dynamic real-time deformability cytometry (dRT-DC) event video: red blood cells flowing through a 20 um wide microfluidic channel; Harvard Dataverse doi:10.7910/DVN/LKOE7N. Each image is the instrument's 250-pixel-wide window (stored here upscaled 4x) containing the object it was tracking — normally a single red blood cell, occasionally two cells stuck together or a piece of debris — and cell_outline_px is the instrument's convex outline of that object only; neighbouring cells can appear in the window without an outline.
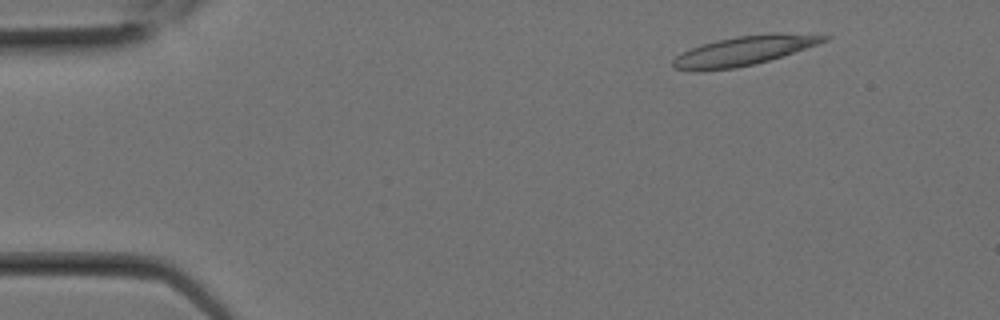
{"species": "Egyptian fruit bat (a non-hibernating species)", "species_latin": "Rousettus aegyptiacus", "temperature_condition": "room temperature", "stored_images_in_passage": 3, "camera_frame_rate_fps": 3000, "um_per_image_px": 0.085, "animal": {"sex": "female"}, "frame": {"image": 1, "passage_image": 1, "time_ms": 0.0, "image_size_px": [1000, 320], "cell_outline_px": [[832, 36], [828, 40], [756, 64], [736, 68], [696, 72], [672, 68], [672, 60], [676, 56], [692, 48], [716, 40], [736, 36], [772, 32], [780, 32]], "centroid_in_image_um": [63.18, 4.32], "position_along_channel_um": 21.8, "area_um2": 25.78}}
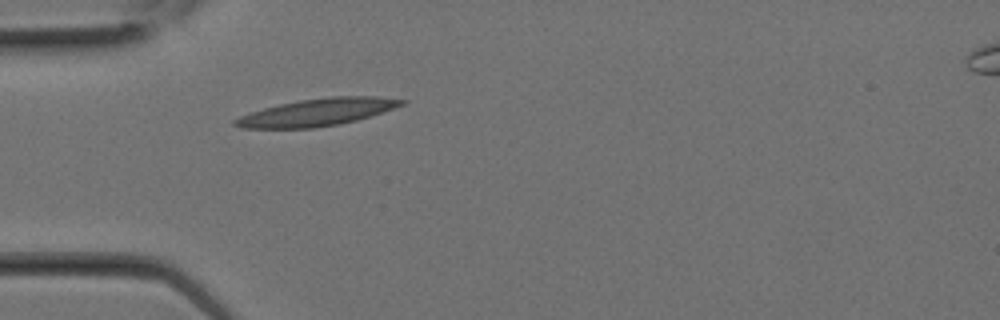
{"frame": {"image": 2, "passage_image": 2, "time_ms": 0.333, "image_size_px": [1000, 320], "cell_outline_px": [[408, 100], [404, 104], [356, 120], [340, 124], [316, 128], [244, 128], [232, 124], [232, 120], [240, 116], [264, 108], [280, 104], [300, 100], [328, 96], [376, 96]], "centroid_in_image_um": [26.94, 9.54], "position_along_channel_um": 58.1, "area_um2": 26.24}}